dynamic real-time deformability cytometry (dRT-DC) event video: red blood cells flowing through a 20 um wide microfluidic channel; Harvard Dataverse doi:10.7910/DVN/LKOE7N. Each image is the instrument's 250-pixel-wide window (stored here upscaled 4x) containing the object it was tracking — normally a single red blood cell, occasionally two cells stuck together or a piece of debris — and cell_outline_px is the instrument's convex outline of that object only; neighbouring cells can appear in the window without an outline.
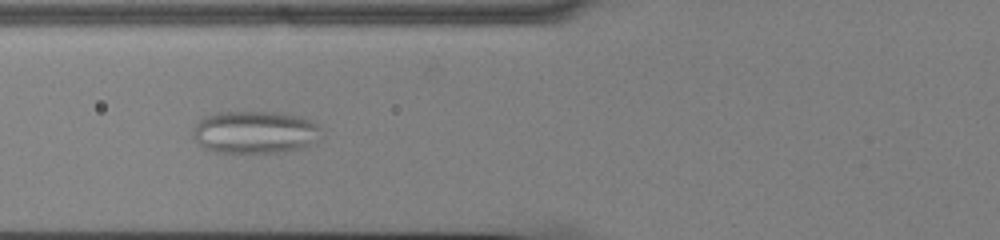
{"species": "common noctule bat (a hibernating species)", "species_latin": "Nyctalus noctula", "temperature_condition": "cold", "stored_images_in_passage": 50, "camera_frame_rate_fps": 3000, "um_per_image_px": 0.085, "animal": {"sex": "male", "body_mass_g": 13.0, "forearm_length_mm": 53.1}, "frame": {"image": 1, "passage_image": 17, "time_ms": 5.333, "image_size_px": [1000, 240], "cell_outline_px": [[320, 140], [316, 144], [304, 148], [276, 152], [216, 152], [204, 148], [192, 136], [192, 128], [204, 116], [216, 112], [280, 112], [300, 116], [316, 124], [320, 128]], "centroid_in_image_um": [21.69, 11.23], "position_along_channel_um": 104.1, "area_um2": 32.08}}
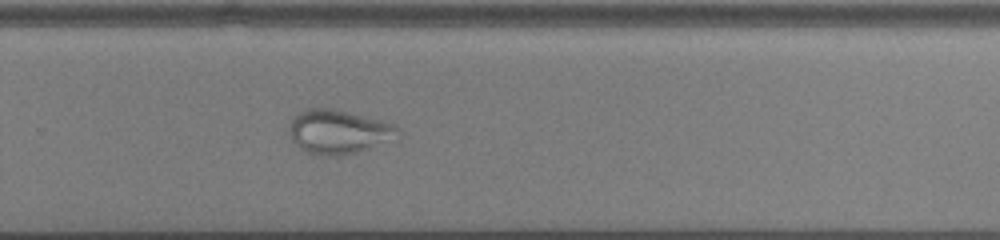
{"frame": {"image": 2, "passage_image": 33, "time_ms": 10.667, "image_size_px": [1000, 240], "cell_outline_px": [[400, 140], [356, 152], [340, 156], [324, 156], [308, 152], [300, 148], [292, 140], [288, 132], [288, 128], [292, 116], [308, 108], [332, 108], [396, 124], [400, 128]], "centroid_in_image_um": [28.84, 11.21], "position_along_channel_um": 301.0, "area_um2": 28.5}}
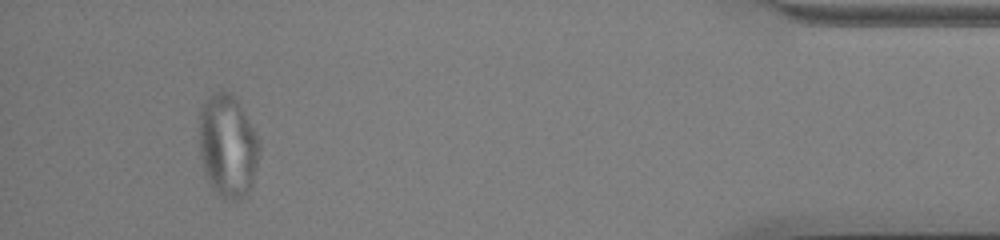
{"frame": {"image": 3, "passage_image": 47, "time_ms": 15.333, "image_size_px": [1000, 240], "cell_outline_px": [[260, 148], [252, 188], [244, 196], [236, 200], [228, 200], [216, 192], [208, 180], [200, 156], [200, 108], [208, 96], [212, 92], [220, 88], [224, 88], [232, 92], [240, 104], [260, 144]], "centroid_in_image_um": [19.36, 12.35], "position_along_channel_um": 415.8, "area_um2": 36.13}}